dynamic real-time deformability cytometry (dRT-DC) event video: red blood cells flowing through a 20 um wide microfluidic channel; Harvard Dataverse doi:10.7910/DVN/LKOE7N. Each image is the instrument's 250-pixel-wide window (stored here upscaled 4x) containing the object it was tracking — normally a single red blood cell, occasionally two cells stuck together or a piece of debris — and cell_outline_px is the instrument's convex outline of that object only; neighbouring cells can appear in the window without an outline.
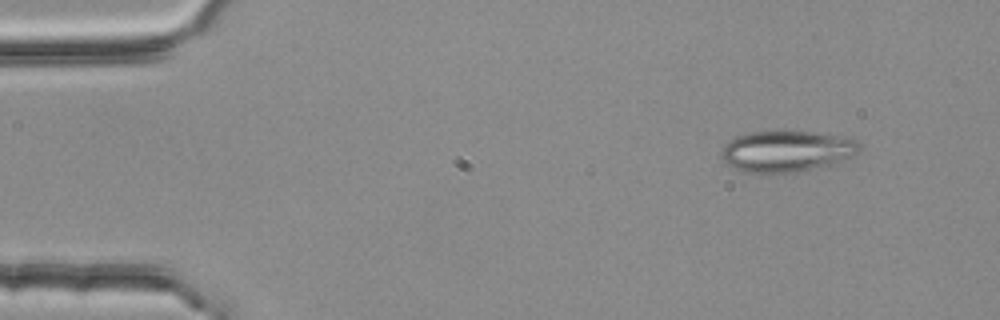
{"species": "common noctule bat (a hibernating species)", "species_latin": "Nyctalus noctula", "temperature_condition": "room temperature", "stored_images_in_passage": 3, "camera_frame_rate_fps": 3000, "um_per_image_px": 0.085, "animal": {"sex": "female", "body_mass_g": 25.1}, "frame": {"image": 1, "passage_image": 1, "time_ms": 0.0, "image_size_px": [1000, 320], "cell_outline_px": [[860, 148], [852, 156], [832, 164], [796, 172], [740, 172], [724, 164], [720, 156], [720, 152], [724, 144], [728, 140], [736, 136], [752, 132], [808, 132], [840, 136], [856, 140], [860, 144]], "centroid_in_image_um": [66.78, 12.86], "position_along_channel_um": 18.2, "area_um2": 32.95}}